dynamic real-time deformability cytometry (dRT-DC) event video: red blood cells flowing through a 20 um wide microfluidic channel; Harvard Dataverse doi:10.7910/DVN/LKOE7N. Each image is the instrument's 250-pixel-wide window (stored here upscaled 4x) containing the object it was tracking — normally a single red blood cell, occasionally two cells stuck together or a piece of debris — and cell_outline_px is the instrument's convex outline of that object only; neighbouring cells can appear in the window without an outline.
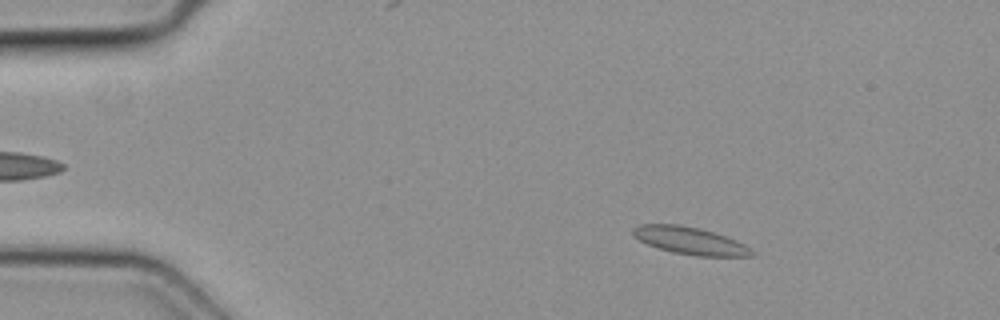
{"species": "common noctule bat (a hibernating species)", "species_latin": "Nyctalus noctula", "temperature_condition": "cold", "stored_images_in_passage": 51, "segment_of_instrument_passage": [1, 2], "camera_frame_rate_fps": 3000, "um_per_image_px": 0.085, "animal": {"sex": "female", "body_mass_g": 19.3, "forearm_length_mm": 54.1}, "frame": {"image": 1, "passage_image": 9, "time_ms": 2.667, "image_size_px": [1000, 320], "cell_outline_px": [[756, 256], [696, 256], [672, 252], [656, 248], [640, 240], [632, 232], [632, 228], [640, 224], [676, 224], [700, 228], [736, 240], [752, 248], [756, 252]], "centroid_in_image_um": [58.69, 20.47], "position_along_channel_um": 26.3, "area_um2": 18.96}}
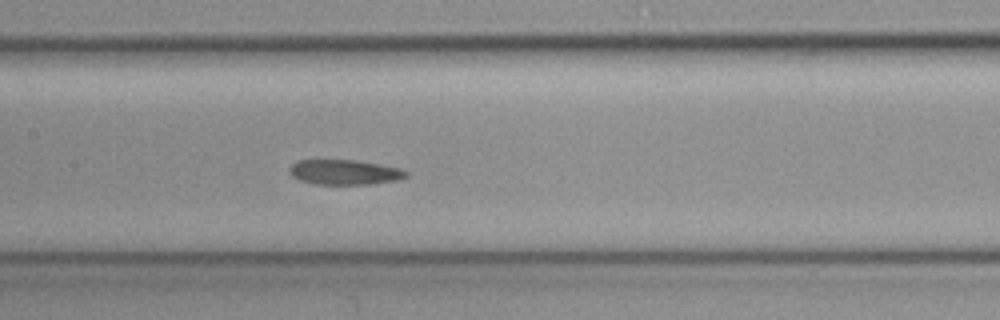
{"frame": {"image": 2, "passage_image": 25, "time_ms": 8.0, "image_size_px": [1000, 320], "cell_outline_px": [[408, 176], [400, 180], [372, 184], [316, 184], [300, 180], [292, 176], [288, 172], [288, 168], [292, 164], [300, 160], [356, 160], [400, 168], [408, 172]], "centroid_in_image_um": [29.3, 14.64], "position_along_channel_um": 178.1, "area_um2": 17.05}}
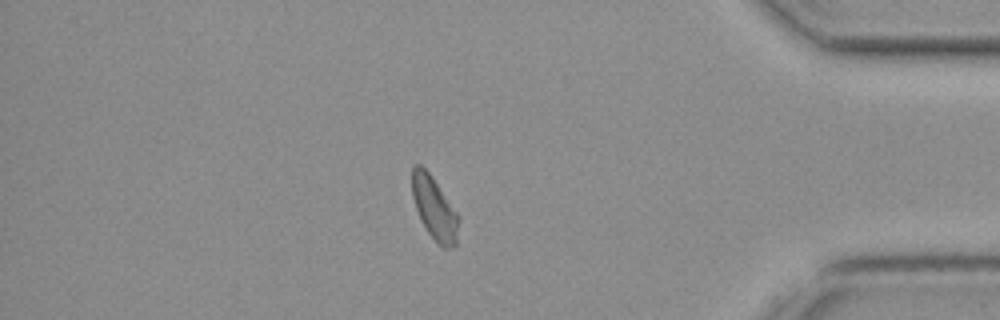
{"frame": {"image": 3, "passage_image": 43, "time_ms": 14.0, "image_size_px": [1000, 320], "cell_outline_px": [[460, 216], [456, 244], [452, 248], [444, 248], [428, 232], [416, 208], [412, 196], [412, 164], [420, 164], [432, 176]], "centroid_in_image_um": [36.94, 17.67], "position_along_channel_um": 398.3, "area_um2": 16.88}}